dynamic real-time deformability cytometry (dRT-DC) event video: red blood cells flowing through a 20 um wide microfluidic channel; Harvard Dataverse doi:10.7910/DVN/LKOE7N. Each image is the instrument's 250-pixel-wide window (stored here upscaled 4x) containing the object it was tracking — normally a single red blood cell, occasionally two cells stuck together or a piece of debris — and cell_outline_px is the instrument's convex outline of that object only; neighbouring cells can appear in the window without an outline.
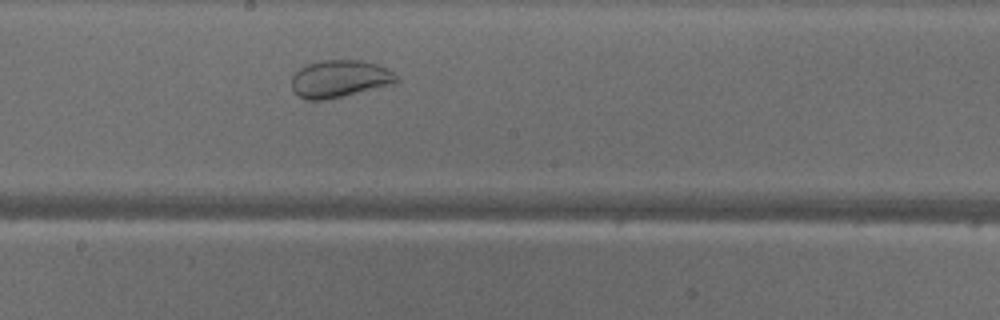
{"species": "common noctule bat (a hibernating species)", "species_latin": "Nyctalus noctula", "temperature_condition": "warm", "stored_images_in_passage": 30, "camera_frame_rate_fps": 3000, "um_per_image_px": 0.085, "animal": {"sex": "male", "body_mass_g": 18.8}, "frame": {"image": 1, "passage_image": 18, "time_ms": 5.667, "image_size_px": [1000, 320], "cell_outline_px": [[400, 80], [388, 84], [344, 96], [328, 100], [304, 100], [292, 88], [292, 76], [300, 68], [308, 64], [320, 60], [360, 60], [376, 64], [400, 76]], "centroid_in_image_um": [28.84, 6.7], "position_along_channel_um": 219.4, "area_um2": 22.54}}
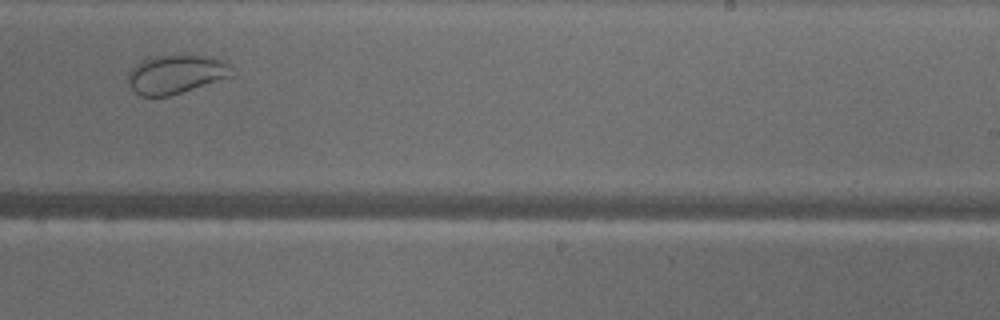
{"frame": {"image": 2, "passage_image": 22, "time_ms": 7.0, "image_size_px": [1000, 320], "cell_outline_px": [[236, 76], [168, 96], [140, 96], [132, 88], [128, 80], [128, 72], [140, 60], [156, 56], [204, 56], [220, 60], [228, 64]], "centroid_in_image_um": [14.97, 6.32], "position_along_channel_um": 274.0, "area_um2": 23.24}}